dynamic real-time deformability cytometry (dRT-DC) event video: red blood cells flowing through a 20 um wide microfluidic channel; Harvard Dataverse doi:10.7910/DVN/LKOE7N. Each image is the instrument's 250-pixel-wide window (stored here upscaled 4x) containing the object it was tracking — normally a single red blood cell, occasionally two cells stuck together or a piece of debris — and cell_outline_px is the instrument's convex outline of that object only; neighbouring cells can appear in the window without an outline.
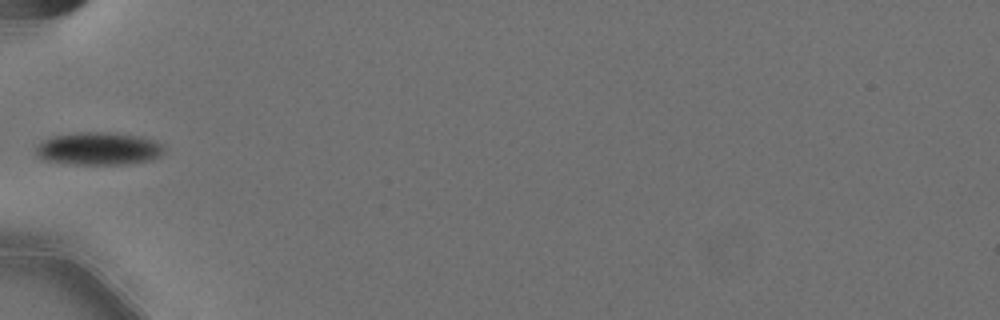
{"species": "Egyptian fruit bat (a non-hibernating species)", "species_latin": "Rousettus aegyptiacus", "temperature_condition": "cold", "stored_images_in_passage": 31, "camera_frame_rate_fps": 3000, "um_per_image_px": 0.085, "animal": {"sex": "female"}, "frame": {"image": 1, "passage_image": 1, "time_ms": 0.0, "image_size_px": [1000, 320], "cell_outline_px": [[164, 152], [160, 156], [152, 160], [124, 164], [68, 164], [44, 160], [36, 156], [36, 148], [44, 140], [52, 136], [76, 132], [108, 132], [140, 136], [152, 140], [160, 144], [164, 148]], "centroid_in_image_um": [8.37, 12.64], "position_along_channel_um": 76.6, "area_um2": 24.51}}
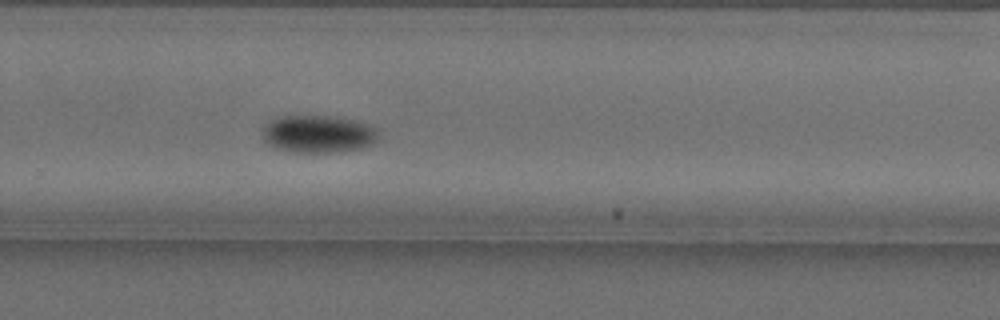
{"frame": {"image": 2, "passage_image": 20, "time_ms": 6.333, "image_size_px": [1000, 320], "cell_outline_px": [[376, 140], [372, 144], [360, 148], [332, 152], [292, 152], [276, 148], [268, 144], [264, 140], [260, 132], [264, 124], [280, 116], [328, 116], [352, 120], [376, 128]], "centroid_in_image_um": [26.95, 11.39], "position_along_channel_um": 302.8, "area_um2": 25.09}}
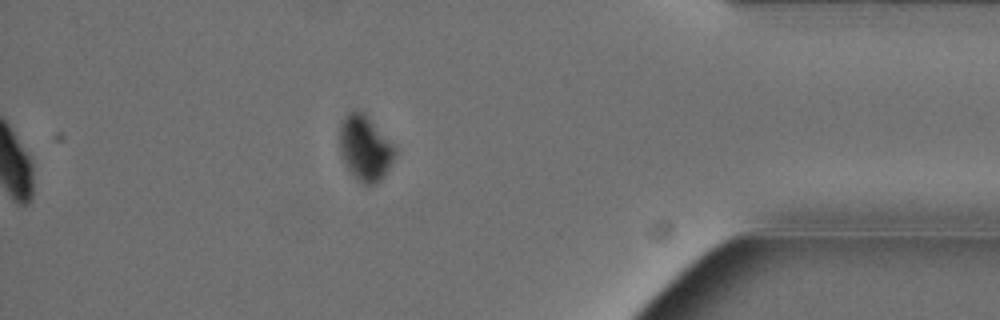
{"frame": {"image": 3, "passage_image": 31, "time_ms": 10.0, "image_size_px": [1000, 320], "cell_outline_px": [[396, 156], [392, 164], [384, 176], [376, 184], [364, 184], [356, 180], [344, 164], [340, 156], [340, 124], [344, 116], [348, 112], [364, 112], [396, 148]], "centroid_in_image_um": [31.03, 12.62], "position_along_channel_um": 404.2, "area_um2": 21.1}, "authors_computed_cell_mechanics": {"area_um2": 25.432, "velocity_mm_per_s": 3.5702, "shape_relaxation_time_tau1_ms": 3.034, "shape_relaxation_time_tau2_ms": null, "deformation_change_tau1": 0.0744, "deformation_change_tau2": null}}